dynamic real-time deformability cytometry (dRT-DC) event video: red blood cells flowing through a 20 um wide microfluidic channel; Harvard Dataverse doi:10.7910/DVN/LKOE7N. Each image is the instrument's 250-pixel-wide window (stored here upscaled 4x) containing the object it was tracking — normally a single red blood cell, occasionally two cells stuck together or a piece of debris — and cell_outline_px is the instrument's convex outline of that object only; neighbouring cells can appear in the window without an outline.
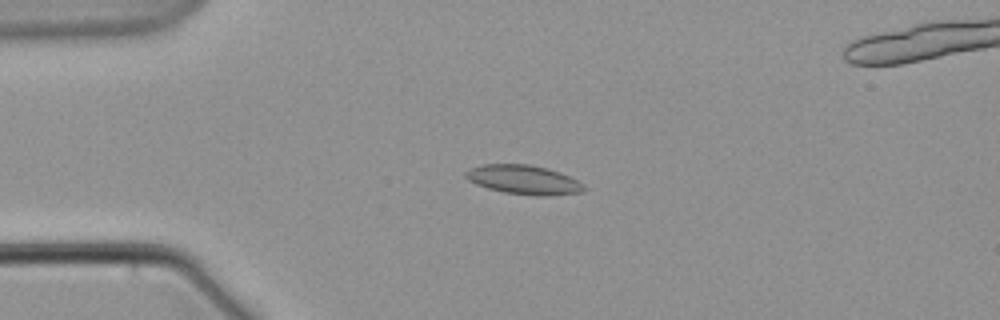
{"species": "common noctule bat (a hibernating species)", "species_latin": "Nyctalus noctula", "temperature_condition": "warm", "stored_images_in_passage": 6, "camera_frame_rate_fps": 3000, "um_per_image_px": 0.085, "animal": {"sex": "male", "body_mass_g": 21.5, "forearm_length_mm": 52.0}, "frame": {"image": 1, "passage_image": 4, "time_ms": 4.333, "image_size_px": [1000, 320], "cell_outline_px": [[588, 188], [584, 192], [552, 196], [536, 196], [504, 192], [488, 188], [476, 184], [468, 180], [464, 176], [464, 172], [472, 168], [484, 164], [528, 164], [548, 168], [560, 172], [584, 184]], "centroid_in_image_um": [44.56, 15.29], "position_along_channel_um": 40.4, "area_um2": 20.29}}